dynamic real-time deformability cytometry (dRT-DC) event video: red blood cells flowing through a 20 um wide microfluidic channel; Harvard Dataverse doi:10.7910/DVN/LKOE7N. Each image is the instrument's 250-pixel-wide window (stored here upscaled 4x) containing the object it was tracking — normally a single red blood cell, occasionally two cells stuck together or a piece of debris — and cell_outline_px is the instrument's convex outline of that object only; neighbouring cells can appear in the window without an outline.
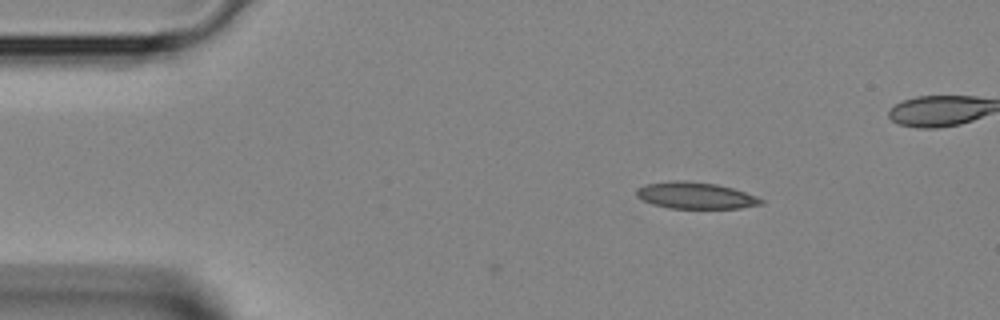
{"species": "Egyptian fruit bat (a non-hibernating species)", "species_latin": "Rousettus aegyptiacus", "temperature_condition": "room temperature", "stored_images_in_passage": 4, "camera_frame_rate_fps": 3000, "um_per_image_px": 0.085, "animal": {"sex": "female"}, "frame": {"image": 1, "passage_image": 1, "time_ms": 0.0, "image_size_px": [1000, 320], "cell_outline_px": [[764, 204], [740, 208], [668, 208], [652, 204], [640, 200], [636, 196], [636, 188], [644, 184], [676, 180], [688, 180], [716, 184], [732, 188], [756, 196], [764, 200]], "centroid_in_image_um": [59.07, 16.61], "position_along_channel_um": 25.9, "area_um2": 19.48}}